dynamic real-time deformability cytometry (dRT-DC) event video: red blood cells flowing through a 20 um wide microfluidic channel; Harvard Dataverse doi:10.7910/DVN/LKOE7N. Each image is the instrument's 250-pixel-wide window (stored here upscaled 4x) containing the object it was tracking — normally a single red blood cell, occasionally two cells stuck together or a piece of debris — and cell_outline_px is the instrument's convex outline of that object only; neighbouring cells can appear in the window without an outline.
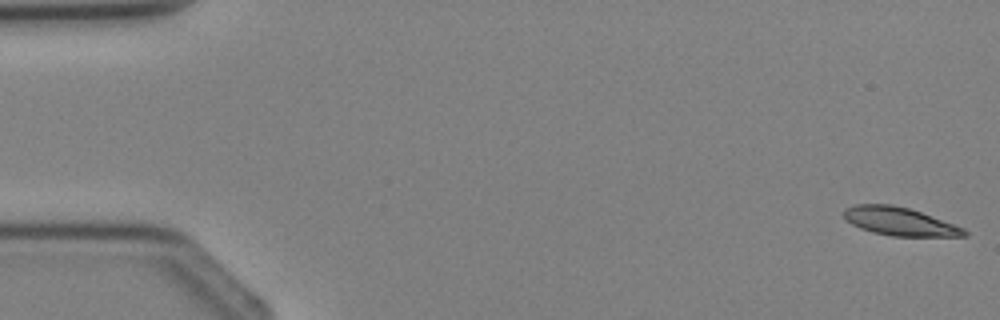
{"species": "Egyptian fruit bat (a non-hibernating species)", "species_latin": "Rousettus aegyptiacus", "temperature_condition": "cold", "stored_images_in_passage": 5, "camera_frame_rate_fps": 3000, "um_per_image_px": 0.085, "animal": {"sex": "female"}, "frame": {"image": 1, "passage_image": 1, "time_ms": 0.0, "image_size_px": [1000, 320], "cell_outline_px": [[968, 236], [892, 236], [872, 232], [860, 228], [844, 220], [844, 208], [856, 204], [892, 204], [908, 208], [920, 212], [964, 228], [968, 232]], "centroid_in_image_um": [76.43, 18.82], "position_along_channel_um": 8.6, "area_um2": 19.71}}
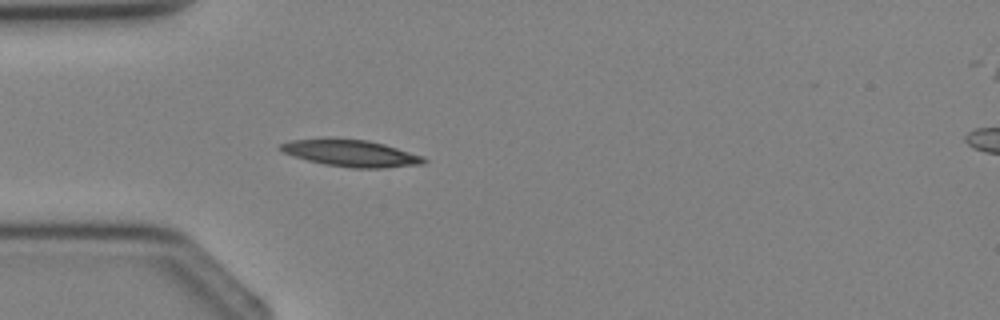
{"frame": {"image": 2, "passage_image": 4, "time_ms": 3.333, "image_size_px": [1000, 320], "cell_outline_px": [[428, 160], [424, 164], [380, 168], [352, 168], [324, 164], [308, 160], [284, 152], [280, 148], [280, 144], [288, 140], [324, 136], [336, 136], [368, 140], [384, 144], [424, 156]], "centroid_in_image_um": [29.81, 12.98], "position_along_channel_um": 55.2, "area_um2": 23.0}}